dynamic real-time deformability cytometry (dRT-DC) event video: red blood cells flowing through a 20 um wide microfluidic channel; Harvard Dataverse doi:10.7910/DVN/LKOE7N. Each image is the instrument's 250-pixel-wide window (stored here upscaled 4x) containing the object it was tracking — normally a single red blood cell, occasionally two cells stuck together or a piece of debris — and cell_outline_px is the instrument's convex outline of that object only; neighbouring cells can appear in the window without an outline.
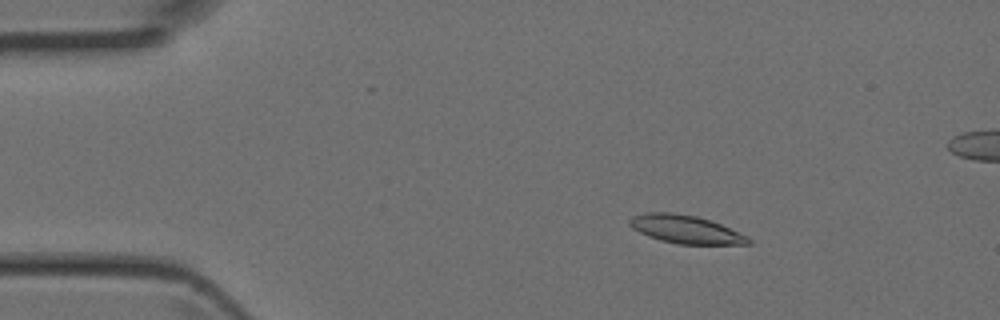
{"species": "Egyptian fruit bat (a non-hibernating species)", "species_latin": "Rousettus aegyptiacus", "temperature_condition": "room temperature", "stored_images_in_passage": 5, "segment_of_instrument_passage": [1, 2], "camera_frame_rate_fps": 3000, "um_per_image_px": 0.085, "animal": {"sex": "female"}, "frame": {"image": 1, "passage_image": 2, "time_ms": 0.333, "image_size_px": [1000, 320], "cell_outline_px": [[752, 244], [676, 244], [660, 240], [648, 236], [632, 228], [628, 224], [628, 220], [632, 216], [644, 212], [672, 212], [696, 216], [720, 224], [748, 236], [752, 240]], "centroid_in_image_um": [58.25, 19.49], "position_along_channel_um": 26.7, "area_um2": 19.54}}